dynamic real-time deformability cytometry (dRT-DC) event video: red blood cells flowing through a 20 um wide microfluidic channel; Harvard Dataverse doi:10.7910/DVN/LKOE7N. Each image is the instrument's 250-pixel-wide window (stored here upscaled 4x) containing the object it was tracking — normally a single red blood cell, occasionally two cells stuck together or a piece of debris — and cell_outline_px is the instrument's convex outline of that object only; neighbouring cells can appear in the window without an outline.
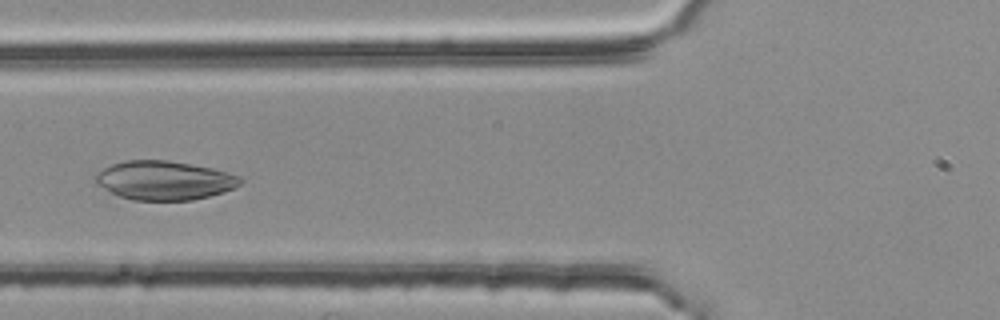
{"species": "common noctule bat (a hibernating species)", "species_latin": "Nyctalus noctula", "temperature_condition": "room temperature", "stored_images_in_passage": 4, "camera_frame_rate_fps": 3000, "um_per_image_px": 0.085, "animal": {"sex": "female", "body_mass_g": 25.1}, "frame": {"image": 1, "passage_image": 4, "time_ms": 1.0, "image_size_px": [1000, 320], "cell_outline_px": [[244, 180], [236, 188], [224, 192], [192, 200], [132, 200], [120, 196], [96, 184], [96, 172], [112, 164], [128, 160], [168, 160], [212, 168], [228, 172], [240, 176]], "centroid_in_image_um": [14.0, 15.33], "position_along_channel_um": 111.8, "area_um2": 32.83}}